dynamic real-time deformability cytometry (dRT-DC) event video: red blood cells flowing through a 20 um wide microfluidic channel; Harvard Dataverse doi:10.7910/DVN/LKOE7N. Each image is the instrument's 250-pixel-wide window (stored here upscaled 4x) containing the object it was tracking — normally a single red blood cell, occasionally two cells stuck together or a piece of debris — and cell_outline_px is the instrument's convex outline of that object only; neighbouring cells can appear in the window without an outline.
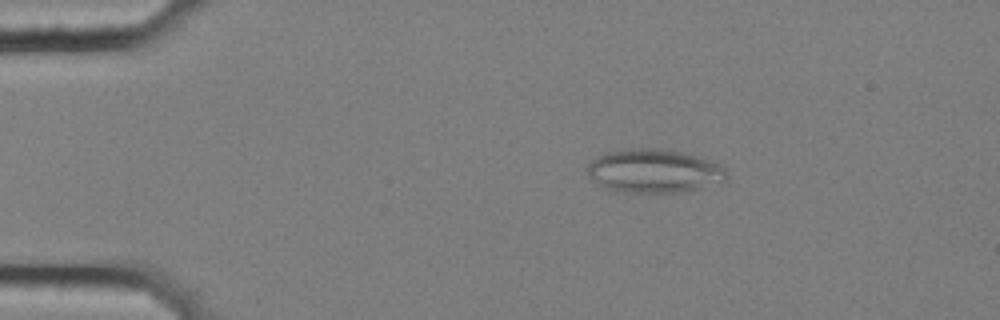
{"species": "common noctule bat (a hibernating species)", "species_latin": "Nyctalus noctula", "temperature_condition": "cold", "stored_images_in_passage": 56, "segment_of_instrument_passage": [1, 2], "camera_frame_rate_fps": 3000, "um_per_image_px": 0.085, "animal": {"sex": "female", "body_mass_g": 25.1}, "frame": {"image": 1, "passage_image": 10, "time_ms": 3.0, "image_size_px": [1000, 320], "cell_outline_px": [[728, 176], [724, 180], [700, 188], [676, 192], [632, 192], [604, 188], [588, 176], [584, 168], [596, 156], [604, 152], [628, 148], [656, 148], [680, 152], [696, 156], [708, 160], [724, 168]], "centroid_in_image_um": [55.5, 14.52], "position_along_channel_um": 29.5, "area_um2": 35.14}}